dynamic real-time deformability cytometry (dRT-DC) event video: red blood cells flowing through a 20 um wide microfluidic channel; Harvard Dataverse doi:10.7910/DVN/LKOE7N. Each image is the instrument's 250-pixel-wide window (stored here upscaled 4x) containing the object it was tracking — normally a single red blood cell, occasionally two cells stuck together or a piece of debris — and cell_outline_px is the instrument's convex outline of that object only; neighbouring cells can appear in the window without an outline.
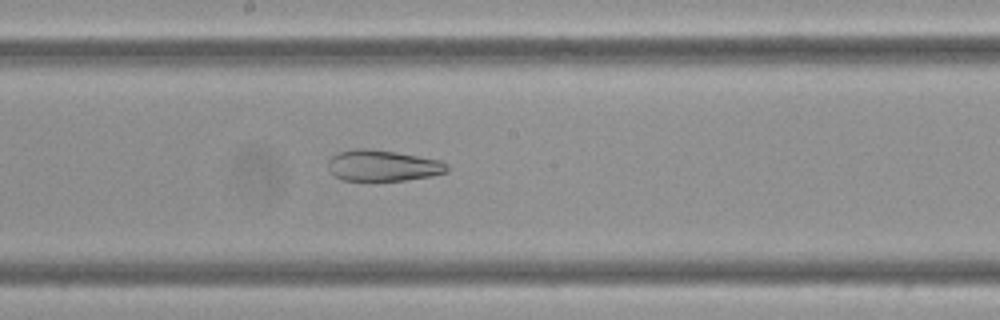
{"species": "Egyptian fruit bat (a non-hibernating species)", "species_latin": "Rousettus aegyptiacus", "temperature_condition": "cold", "stored_images_in_passage": 46, "camera_frame_rate_fps": 3000, "um_per_image_px": 0.085, "frame": {"image": 1, "passage_image": 19, "time_ms": 6.0, "image_size_px": [1000, 320], "cell_outline_px": [[448, 172], [432, 176], [404, 180], [340, 180], [328, 168], [328, 160], [332, 156], [340, 152], [356, 148], [364, 148], [396, 152], [440, 160], [448, 164]], "centroid_in_image_um": [32.56, 14.07], "position_along_channel_um": 215.6, "area_um2": 21.44}}
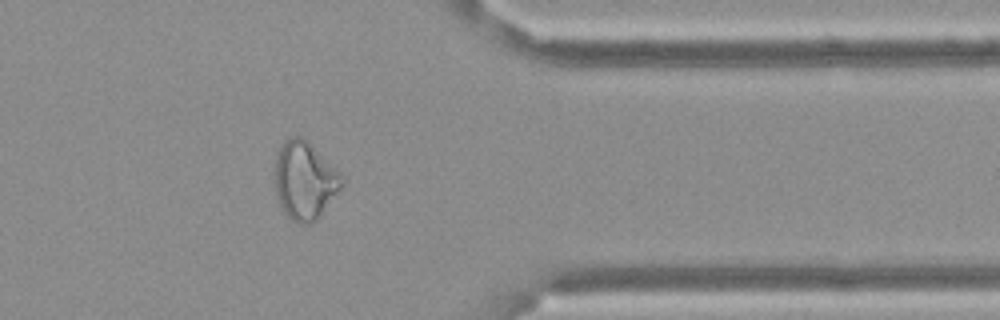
{"frame": {"image": 2, "passage_image": 35, "time_ms": 11.333, "image_size_px": [1000, 320], "cell_outline_px": [[344, 184], [320, 216], [308, 224], [300, 224], [292, 220], [284, 212], [276, 196], [276, 152], [280, 144], [284, 140], [292, 136], [304, 136], [344, 176]], "centroid_in_image_um": [25.91, 15.3], "position_along_channel_um": 385.5, "area_um2": 30.58}}
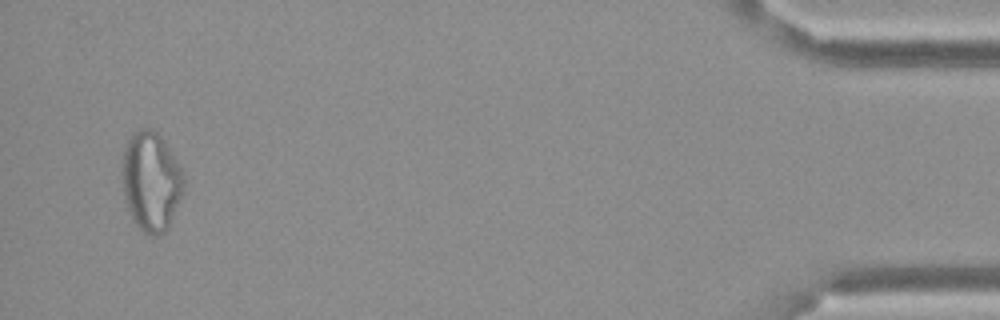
{"frame": {"image": 3, "passage_image": 44, "time_ms": 14.333, "image_size_px": [1000, 320], "cell_outline_px": [[184, 184], [180, 196], [168, 228], [164, 232], [156, 236], [152, 236], [144, 232], [136, 224], [128, 208], [124, 196], [124, 148], [132, 132], [140, 128], [152, 128], [160, 136], [184, 172]], "centroid_in_image_um": [12.85, 15.4], "position_along_channel_um": 422.3, "area_um2": 34.85}, "authors_computed_cell_mechanics": {"area_um2": 28.9578, "velocity_mm_per_s": 3.4176, "shape_relaxation_time_tau1_ms": null, "shape_relaxation_time_tau2_ms": 2.0956, "deformation_change_tau1": null, "deformation_change_tau2": 0.0946}}